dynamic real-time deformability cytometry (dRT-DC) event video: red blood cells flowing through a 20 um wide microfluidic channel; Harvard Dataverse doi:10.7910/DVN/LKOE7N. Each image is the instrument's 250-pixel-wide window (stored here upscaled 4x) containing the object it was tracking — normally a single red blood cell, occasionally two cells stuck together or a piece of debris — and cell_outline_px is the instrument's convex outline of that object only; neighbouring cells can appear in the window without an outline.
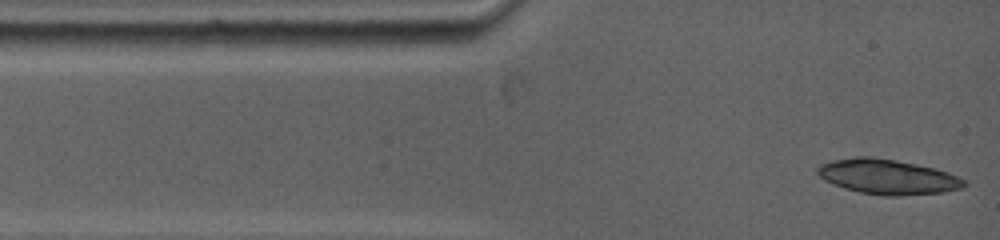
{"species": "common noctule bat (a hibernating species)", "species_latin": "Nyctalus noctula", "temperature_condition": "warm", "stored_images_in_passage": 6, "camera_frame_rate_fps": 5000, "um_per_image_px": 0.085, "animal": {"sex": "female", "body_mass_g": 19.0, "forearm_length_mm": 53.3}, "frame": {"image": 1, "passage_image": 1, "time_ms": 0.0, "image_size_px": [1000, 240], "cell_outline_px": [[964, 184], [960, 188], [940, 192], [892, 196], [888, 196], [860, 192], [824, 180], [816, 172], [816, 168], [824, 164], [836, 160], [856, 156], [868, 156], [892, 160], [932, 168], [956, 176], [964, 180]], "centroid_in_image_um": [75.4, 15.02], "position_along_channel_um": 9.6, "area_um2": 28.67}}